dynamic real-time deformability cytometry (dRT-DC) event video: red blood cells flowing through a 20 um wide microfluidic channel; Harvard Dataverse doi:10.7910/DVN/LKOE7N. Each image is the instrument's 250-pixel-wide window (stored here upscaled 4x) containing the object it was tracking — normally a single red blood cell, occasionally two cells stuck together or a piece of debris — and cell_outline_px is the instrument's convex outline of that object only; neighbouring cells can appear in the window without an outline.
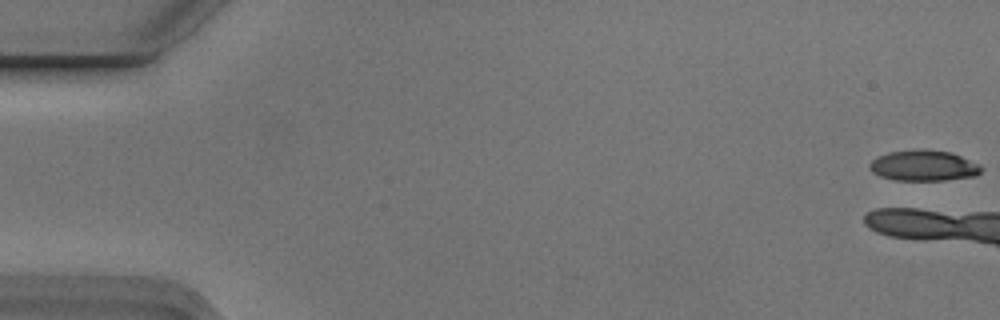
{"species": "Egyptian fruit bat (a non-hibernating species)", "species_latin": "Rousettus aegyptiacus", "temperature_condition": "cold", "stored_images_in_passage": 7, "camera_frame_rate_fps": 3000, "um_per_image_px": 0.085, "animal": {"sex": "male"}, "frame": {"image": 1, "passage_image": 1, "time_ms": 0.0, "image_size_px": [1000, 320], "cell_outline_px": [[984, 168], [976, 176], [944, 180], [896, 180], [880, 176], [872, 172], [868, 168], [868, 164], [876, 156], [888, 152], [952, 152], [980, 164]], "centroid_in_image_um": [78.52, 14.12], "position_along_channel_um": 6.5, "area_um2": 19.42}}
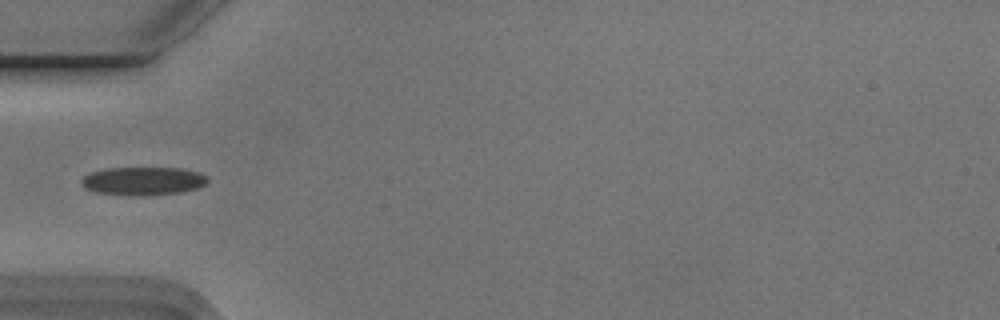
{"frame": {"image": 2, "passage_image": 7, "time_ms": 2.0, "image_size_px": [1000, 320], "cell_outline_px": [[208, 180], [204, 184], [196, 188], [180, 192], [148, 196], [128, 196], [96, 192], [84, 188], [80, 184], [80, 180], [84, 176], [92, 172], [108, 168], [180, 168], [200, 172], [208, 176]], "centroid_in_image_um": [12.14, 15.39], "position_along_channel_um": 72.9, "area_um2": 20.98}}